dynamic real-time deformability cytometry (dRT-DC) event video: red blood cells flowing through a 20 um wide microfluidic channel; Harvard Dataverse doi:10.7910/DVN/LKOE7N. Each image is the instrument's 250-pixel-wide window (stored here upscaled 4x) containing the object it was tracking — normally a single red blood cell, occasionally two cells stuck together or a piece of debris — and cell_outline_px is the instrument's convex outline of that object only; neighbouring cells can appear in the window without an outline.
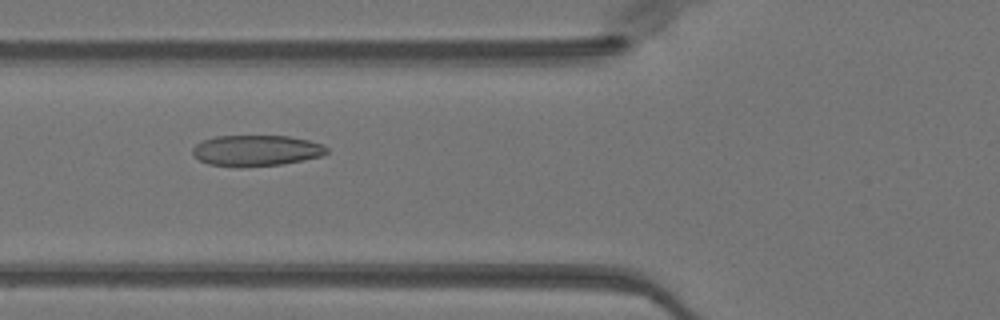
{"species": "Egyptian fruit bat (a non-hibernating species)", "species_latin": "Rousettus aegyptiacus", "temperature_condition": "warm", "stored_images_in_passage": 49, "camera_frame_rate_fps": 3000, "um_per_image_px": 0.085, "animal": {"sex": "female"}, "frame": {"image": 1, "passage_image": 18, "time_ms": 5.667, "image_size_px": [1000, 320], "cell_outline_px": [[328, 152], [320, 156], [304, 160], [280, 164], [240, 168], [208, 164], [200, 160], [192, 152], [192, 148], [196, 144], [204, 140], [216, 136], [288, 136], [308, 140], [324, 144], [328, 148]], "centroid_in_image_um": [21.79, 12.8], "position_along_channel_um": 104.0, "area_um2": 24.28}}
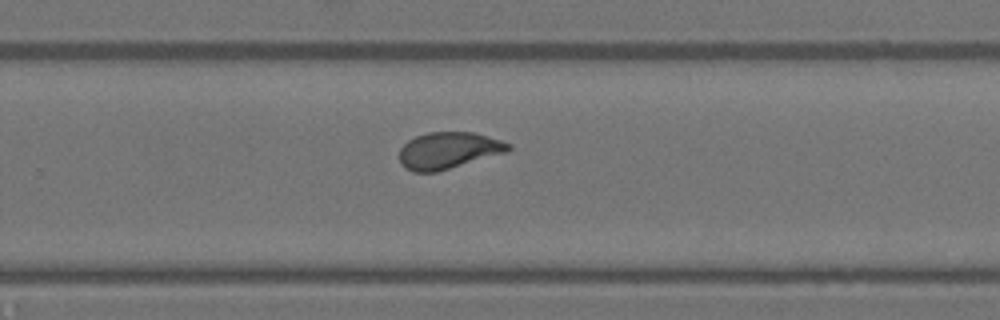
{"frame": {"image": 2, "passage_image": 32, "time_ms": 10.333, "image_size_px": [1000, 320], "cell_outline_px": [[512, 148], [508, 152], [436, 172], [412, 172], [404, 168], [400, 164], [400, 148], [408, 140], [416, 136], [428, 132], [472, 132], [500, 140], [512, 144]], "centroid_in_image_um": [38.11, 12.79], "position_along_channel_um": 291.7, "area_um2": 23.35}}
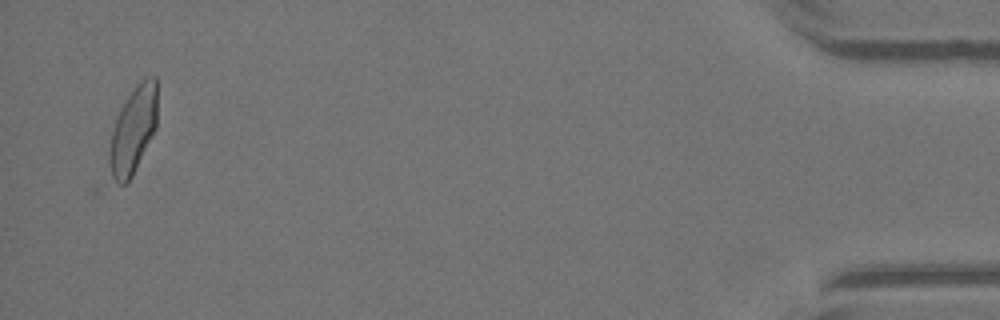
{"frame": {"image": 3, "passage_image": 48, "time_ms": 15.667, "image_size_px": [1000, 320], "cell_outline_px": [[156, 128], [132, 176], [124, 184], [116, 184], [112, 180], [108, 160], [108, 152], [112, 132], [120, 108], [128, 96], [140, 80], [144, 76], [156, 76]], "centroid_in_image_um": [11.3, 11.07], "position_along_channel_um": 423.9, "area_um2": 24.16}, "authors_computed_cell_mechanics": {"area_um2": 23.987, "velocity_mm_per_s": 4.0165, "shape_relaxation_time_tau1_ms": 4.5065, "shape_relaxation_time_tau2_ms": 0.8084, "deformation_change_tau1": 0.152, "deformation_change_tau2": 0.074}}